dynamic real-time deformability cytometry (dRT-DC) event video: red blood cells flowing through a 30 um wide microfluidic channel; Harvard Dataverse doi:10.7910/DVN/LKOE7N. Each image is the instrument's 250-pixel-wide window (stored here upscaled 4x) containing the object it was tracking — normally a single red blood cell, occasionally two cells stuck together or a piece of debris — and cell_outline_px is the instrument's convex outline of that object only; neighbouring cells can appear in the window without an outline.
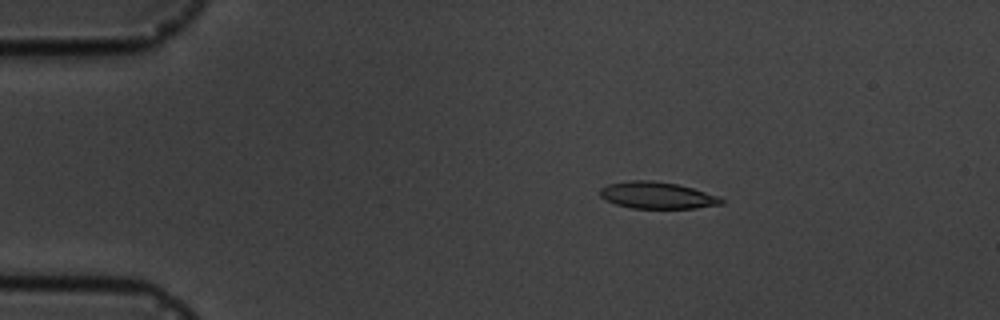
{"species": "common noctule bat (a hibernating species)", "species_latin": "Nyctalus noctula", "temperature_condition": "cold", "stored_images_in_passage": 5, "camera_frame_rate_fps": 3000, "um_per_image_px": 0.085, "animal": {"sex": "male", "body_mass_g": 19.5, "forearm_length_mm": 54.6}, "frame": {"image": 1, "passage_image": 3, "time_ms": 2.333, "image_size_px": [1000, 320], "cell_outline_px": [[724, 204], [696, 208], [632, 208], [616, 204], [604, 200], [600, 196], [600, 188], [608, 184], [628, 180], [652, 180], [676, 184], [692, 188], [720, 196], [724, 200]], "centroid_in_image_um": [55.85, 16.6], "position_along_channel_um": 29.1, "area_um2": 19.02}}